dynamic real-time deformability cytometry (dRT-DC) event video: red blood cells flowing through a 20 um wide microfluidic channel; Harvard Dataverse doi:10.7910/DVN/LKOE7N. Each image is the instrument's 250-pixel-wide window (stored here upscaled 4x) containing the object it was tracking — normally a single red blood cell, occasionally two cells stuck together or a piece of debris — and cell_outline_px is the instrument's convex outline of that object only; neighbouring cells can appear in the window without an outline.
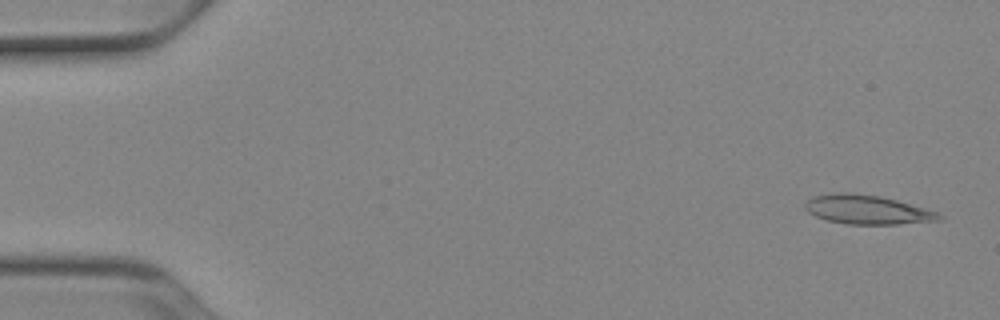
{"species": "Egyptian fruit bat (a non-hibernating species)", "species_latin": "Rousettus aegyptiacus", "temperature_condition": "cold", "stored_images_in_passage": 51, "camera_frame_rate_fps": 3000, "um_per_image_px": 0.085, "animal": {"sex": "female"}, "frame": {"image": 1, "passage_image": 2, "time_ms": 0.333, "image_size_px": [1000, 320], "cell_outline_px": [[944, 216], [940, 220], [900, 224], [844, 224], [824, 220], [808, 212], [804, 208], [804, 204], [812, 196], [840, 192], [852, 192], [880, 196], [896, 200], [924, 208], [936, 212]], "centroid_in_image_um": [73.67, 17.82], "position_along_channel_um": 11.3, "area_um2": 22.77}}
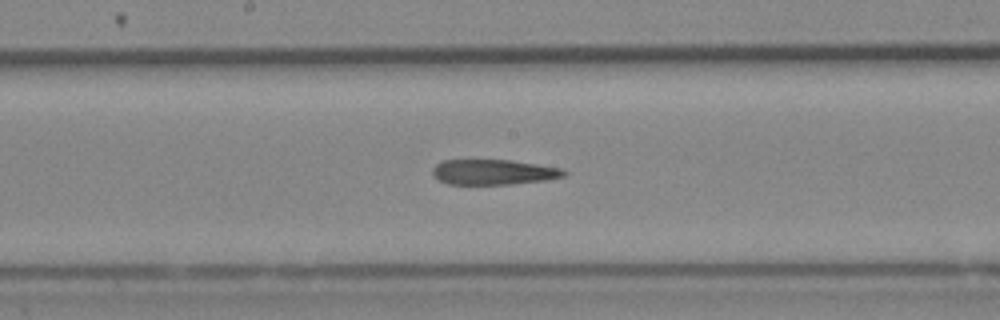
{"frame": {"image": 2, "passage_image": 27, "time_ms": 8.667, "image_size_px": [1000, 320], "cell_outline_px": [[568, 172], [564, 176], [544, 180], [508, 184], [448, 184], [440, 180], [432, 172], [432, 168], [436, 164], [444, 160], [512, 160], [564, 168]], "centroid_in_image_um": [41.98, 14.61], "position_along_channel_um": 206.2, "area_um2": 19.25}}
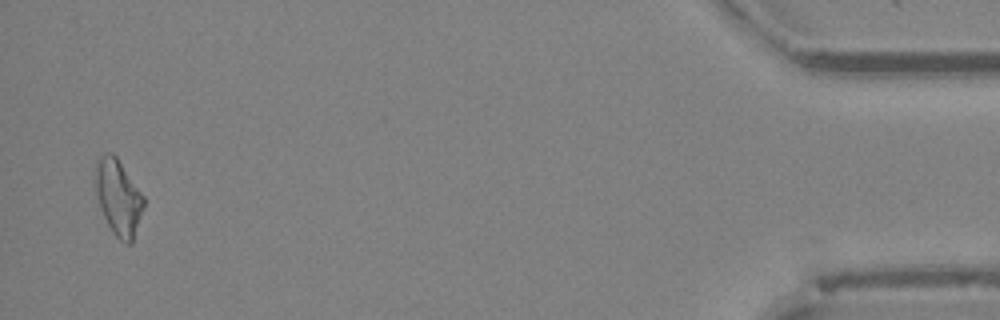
{"frame": {"image": 3, "passage_image": 50, "time_ms": 16.333, "image_size_px": [1000, 320], "cell_outline_px": [[144, 208], [132, 244], [124, 244], [112, 232], [100, 208], [96, 192], [96, 168], [100, 156], [104, 152], [112, 152], [116, 156], [144, 196]], "centroid_in_image_um": [10.08, 16.81], "position_along_channel_um": 425.1, "area_um2": 21.21}, "authors_computed_cell_mechanics": {"area_um2": 20.9814, "velocity_mm_per_s": 3.9265, "shape_relaxation_time_tau1_ms": null, "shape_relaxation_time_tau2_ms": 3.1577, "deformation_change_tau1": null, "deformation_change_tau2": 0.1344}}